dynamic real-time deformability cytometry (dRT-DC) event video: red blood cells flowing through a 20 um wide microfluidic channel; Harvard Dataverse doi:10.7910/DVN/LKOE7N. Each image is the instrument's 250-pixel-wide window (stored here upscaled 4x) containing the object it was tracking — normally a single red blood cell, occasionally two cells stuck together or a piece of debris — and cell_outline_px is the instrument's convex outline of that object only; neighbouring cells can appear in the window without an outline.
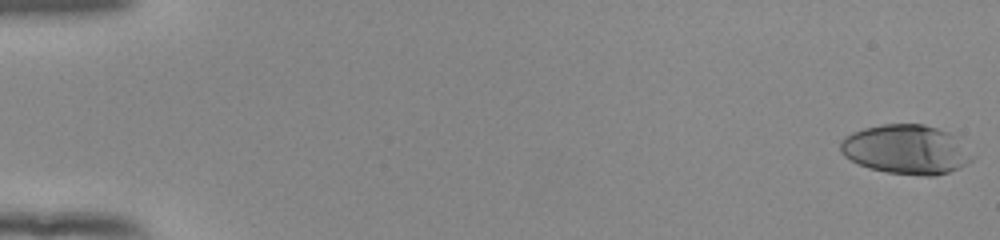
{"species": "human", "species_latin": "Homo sapiens", "temperature_condition": "room temperature", "stored_images_in_passage": 19, "camera_frame_rate_fps": 3000, "um_per_image_px": 0.085, "donor": {"sex": "female"}, "frame": {"image": 1, "passage_image": 1, "time_ms": 0.0, "image_size_px": [1000, 240], "cell_outline_px": [[976, 156], [972, 160], [948, 172], [936, 176], [924, 176], [888, 172], [868, 168], [844, 156], [840, 152], [840, 140], [844, 136], [852, 132], [864, 128], [884, 124], [924, 124], [948, 132]], "centroid_in_image_um": [76.99, 12.7], "position_along_channel_um": 8.0, "area_um2": 37.69}}
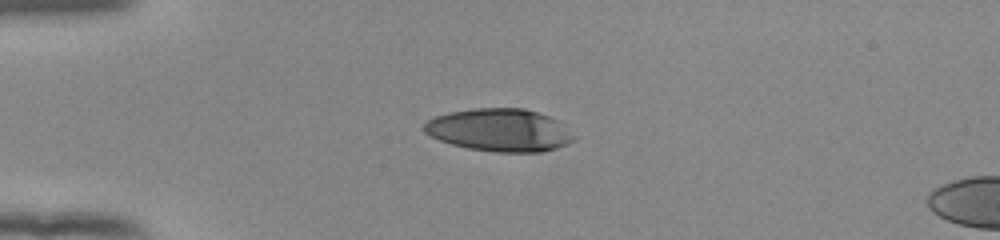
{"frame": {"image": 2, "passage_image": 15, "time_ms": 4.667, "image_size_px": [1000, 240], "cell_outline_px": [[576, 136], [568, 144], [556, 148], [540, 152], [496, 152], [468, 148], [452, 144], [440, 140], [424, 132], [424, 120], [448, 112], [476, 108], [524, 108], [548, 116], [556, 120]], "centroid_in_image_um": [42.44, 11.05], "position_along_channel_um": 42.6, "area_um2": 37.11}}